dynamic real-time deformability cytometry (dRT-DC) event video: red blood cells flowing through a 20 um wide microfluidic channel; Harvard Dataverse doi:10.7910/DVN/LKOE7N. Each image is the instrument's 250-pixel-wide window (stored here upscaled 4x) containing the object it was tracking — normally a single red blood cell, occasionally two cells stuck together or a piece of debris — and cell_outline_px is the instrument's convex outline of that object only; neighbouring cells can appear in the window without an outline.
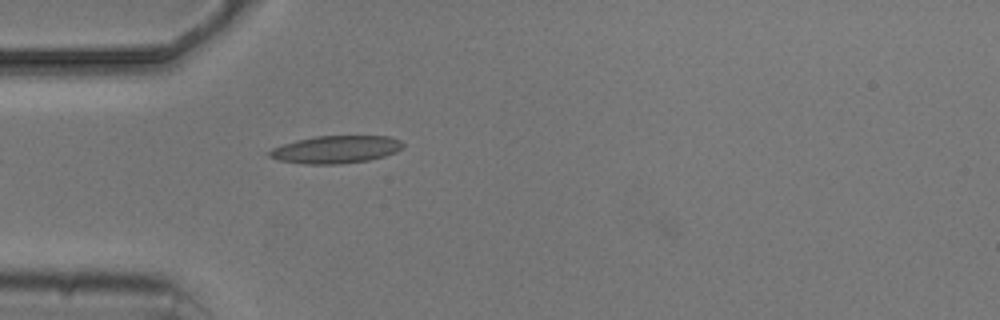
{"species": "common noctule bat (a hibernating species)", "species_latin": "Nyctalus noctula", "temperature_condition": "cold", "stored_images_in_passage": 4, "camera_frame_rate_fps": 3000, "um_per_image_px": 0.085, "animal": {"sex": "male", "body_mass_g": 20.5, "forearm_length_mm": 52.5}, "frame": {"image": 1, "passage_image": 4, "time_ms": 3.333, "image_size_px": [1000, 320], "cell_outline_px": [[404, 144], [396, 152], [384, 156], [368, 160], [336, 164], [304, 164], [280, 160], [268, 156], [268, 152], [272, 148], [296, 140], [316, 136], [388, 136], [400, 140]], "centroid_in_image_um": [28.54, 12.7], "position_along_channel_um": 56.5, "area_um2": 21.27}}